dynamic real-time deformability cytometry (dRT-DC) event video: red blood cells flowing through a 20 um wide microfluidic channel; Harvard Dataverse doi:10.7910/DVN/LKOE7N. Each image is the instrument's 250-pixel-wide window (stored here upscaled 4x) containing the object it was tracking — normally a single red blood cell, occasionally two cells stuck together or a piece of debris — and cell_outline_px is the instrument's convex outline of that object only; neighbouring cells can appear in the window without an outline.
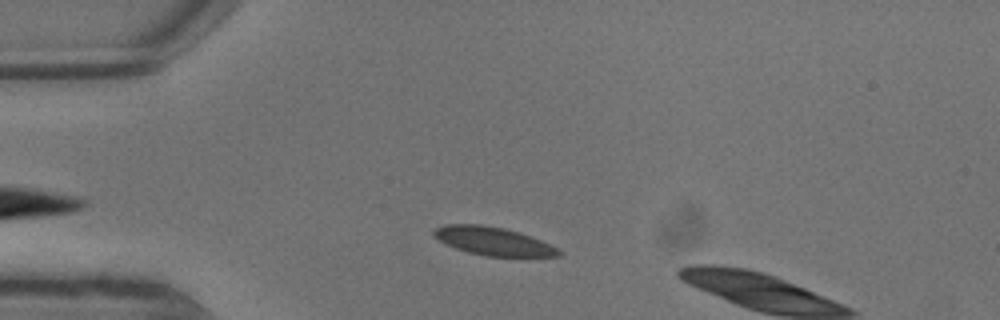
{"species": "common noctule bat (a hibernating species)", "species_latin": "Nyctalus noctula", "temperature_condition": "warm", "stored_images_in_passage": 3, "camera_frame_rate_fps": 3000, "um_per_image_px": 0.085, "animal": {"sex": "male", "body_mass_g": 13.3}, "frame": {"image": 1, "passage_image": 2, "time_ms": 0.333, "image_size_px": [1000, 320], "cell_outline_px": [[560, 256], [484, 256], [468, 252], [456, 248], [432, 236], [432, 232], [436, 228], [444, 224], [480, 224], [504, 228], [540, 240], [556, 248], [560, 252]], "centroid_in_image_um": [41.85, 20.49], "position_along_channel_um": 43.2, "area_um2": 20.11}}